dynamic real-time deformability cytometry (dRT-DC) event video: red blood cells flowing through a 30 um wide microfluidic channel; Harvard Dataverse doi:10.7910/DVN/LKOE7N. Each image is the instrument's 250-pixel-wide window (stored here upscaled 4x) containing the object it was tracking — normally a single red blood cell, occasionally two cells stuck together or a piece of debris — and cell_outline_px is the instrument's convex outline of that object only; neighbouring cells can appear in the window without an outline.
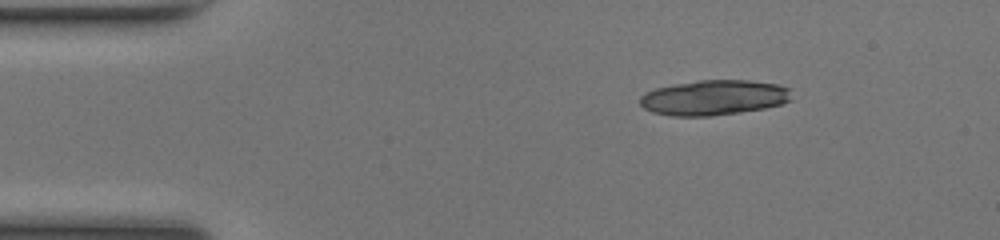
{"species": "common noctule bat (a hibernating species)", "species_latin": "Nyctalus noctula", "temperature_condition": "room temperature", "stored_images_in_passage": 10, "camera_frame_rate_fps": 3000, "um_per_image_px": 0.085, "animal": {"sex": "female", "body_mass_g": 17.0, "forearm_length_mm": 48.0}, "frame": {"image": 1, "passage_image": 1, "time_ms": 0.0, "image_size_px": [1000, 240], "cell_outline_px": [[792, 100], [780, 104], [764, 108], [740, 112], [712, 116], [672, 116], [652, 112], [644, 108], [640, 104], [640, 96], [644, 92], [656, 88], [676, 84], [700, 80], [748, 80], [776, 84], [788, 88]], "centroid_in_image_um": [60.65, 8.3], "position_along_channel_um": 24.3, "area_um2": 30.98}}